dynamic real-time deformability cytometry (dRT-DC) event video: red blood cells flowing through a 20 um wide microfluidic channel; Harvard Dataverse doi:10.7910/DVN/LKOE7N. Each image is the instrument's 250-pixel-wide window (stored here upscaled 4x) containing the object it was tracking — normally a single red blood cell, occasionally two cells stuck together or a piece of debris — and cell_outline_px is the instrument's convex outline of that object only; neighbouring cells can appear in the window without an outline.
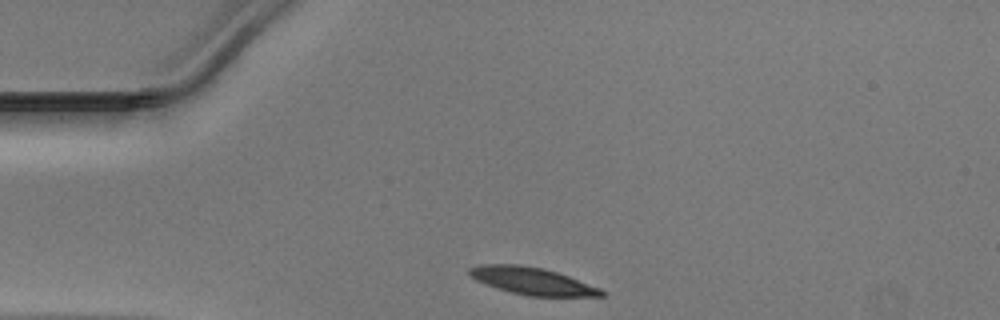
{"species": "Egyptian fruit bat (a non-hibernating species)", "species_latin": "Rousettus aegyptiacus", "temperature_condition": "warm", "stored_images_in_passage": 29, "camera_frame_rate_fps": 3000, "um_per_image_px": 0.085, "animal": {"sex": "male"}, "frame": {"image": 1, "passage_image": 1, "time_ms": 0.0, "image_size_px": [1000, 320], "cell_outline_px": [[604, 296], [528, 296], [512, 292], [484, 284], [476, 280], [468, 272], [468, 268], [480, 264], [520, 264], [544, 268], [568, 276], [600, 288], [604, 292]], "centroid_in_image_um": [45.21, 23.87], "position_along_channel_um": 39.8, "area_um2": 20.81}}
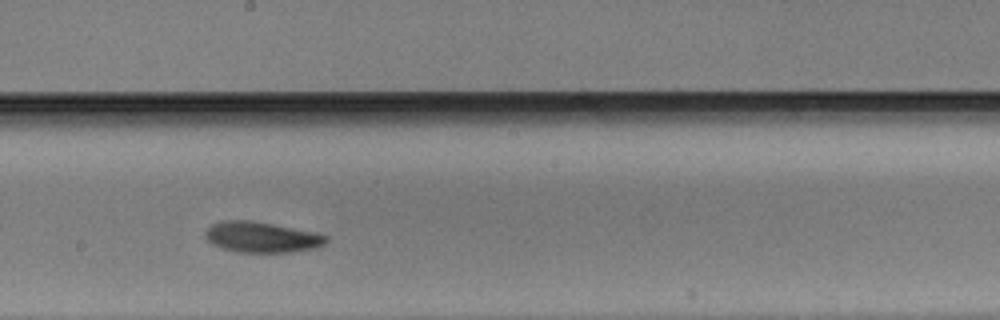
{"frame": {"image": 2, "passage_image": 17, "time_ms": 5.333, "image_size_px": [1000, 320], "cell_outline_px": [[328, 240], [324, 244], [316, 248], [292, 252], [236, 252], [212, 244], [204, 236], [204, 232], [212, 224], [224, 220], [252, 220], [316, 232], [328, 236]], "centroid_in_image_um": [22.26, 20.15], "position_along_channel_um": 225.9, "area_um2": 21.68}}
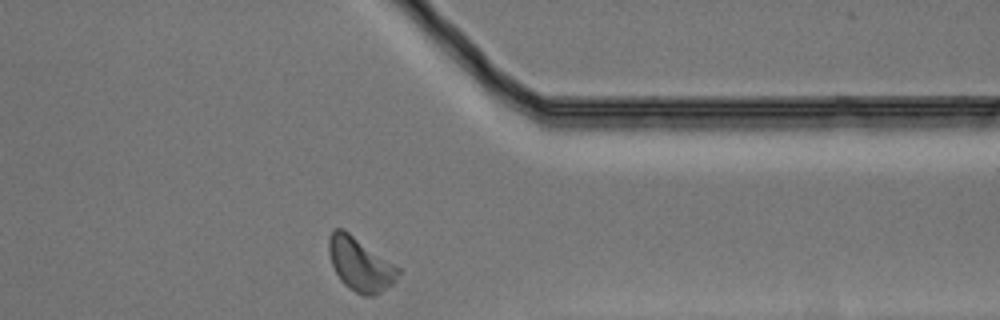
{"frame": {"image": 3, "passage_image": 29, "time_ms": 9.333, "image_size_px": [1000, 320], "cell_outline_px": [[400, 272], [396, 280], [392, 284], [380, 292], [372, 296], [364, 296], [348, 288], [340, 280], [332, 264], [328, 252], [328, 236], [336, 228], [344, 228], [400, 268]], "centroid_in_image_um": [30.6, 22.45], "position_along_channel_um": 380.8, "area_um2": 21.62}}